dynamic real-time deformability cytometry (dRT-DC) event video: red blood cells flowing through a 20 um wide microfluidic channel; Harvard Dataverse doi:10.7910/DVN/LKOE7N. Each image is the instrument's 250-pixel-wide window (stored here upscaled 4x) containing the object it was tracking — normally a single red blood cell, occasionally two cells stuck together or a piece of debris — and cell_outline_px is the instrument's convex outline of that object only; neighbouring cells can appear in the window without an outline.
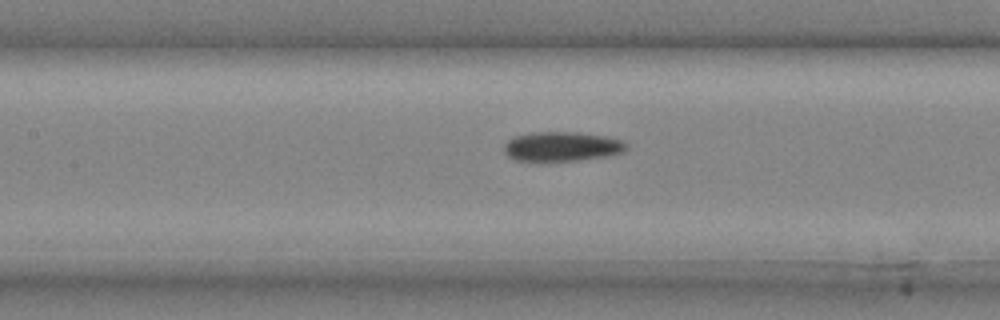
{"species": "common noctule bat (a hibernating species)", "species_latin": "Nyctalus noctula", "temperature_condition": "cold", "stored_images_in_passage": 8, "segment_of_instrument_passage": [2, 2], "camera_frame_rate_fps": 3000, "um_per_image_px": 0.085, "animal": {"sex": "male", "body_mass_g": 20.4}, "frame": {"image": 1, "passage_image": 8, "time_ms": 2.333, "image_size_px": [1000, 320], "cell_outline_px": [[628, 148], [624, 152], [608, 156], [580, 160], [516, 160], [508, 156], [504, 152], [504, 144], [508, 140], [516, 136], [532, 132], [576, 132], [604, 136], [620, 140], [628, 144]], "centroid_in_image_um": [47.78, 12.44], "position_along_channel_um": 159.6, "area_um2": 20.87}}